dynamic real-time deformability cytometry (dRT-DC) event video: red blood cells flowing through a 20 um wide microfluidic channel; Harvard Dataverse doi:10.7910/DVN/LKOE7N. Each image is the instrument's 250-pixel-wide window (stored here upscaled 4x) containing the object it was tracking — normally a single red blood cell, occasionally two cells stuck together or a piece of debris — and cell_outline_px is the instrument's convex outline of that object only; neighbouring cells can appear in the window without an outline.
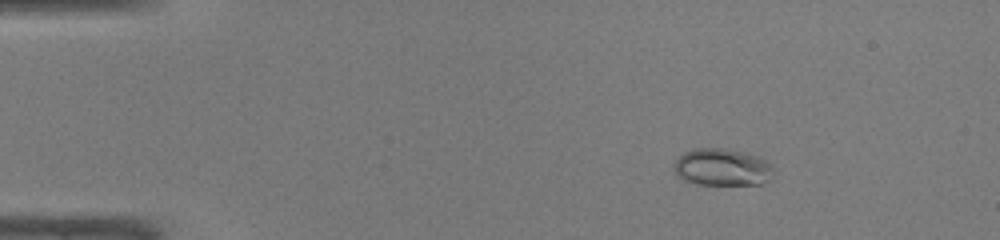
{"species": "common noctule bat (a hibernating species)", "species_latin": "Nyctalus noctula", "temperature_condition": "warm", "stored_images_in_passage": 42, "camera_frame_rate_fps": 3000, "um_per_image_px": 0.085, "animal": {"sex": "male", "body_mass_g": 19.0, "forearm_length_mm": 50.8}, "frame": {"image": 1, "passage_image": 1, "time_ms": 0.0, "image_size_px": [1000, 240], "cell_outline_px": [[772, 180], [760, 184], [696, 184], [684, 180], [672, 168], [672, 164], [684, 152], [696, 148], [724, 148], [744, 152], [756, 156], [772, 164]], "centroid_in_image_um": [61.38, 14.21], "position_along_channel_um": 23.6, "area_um2": 21.56}}
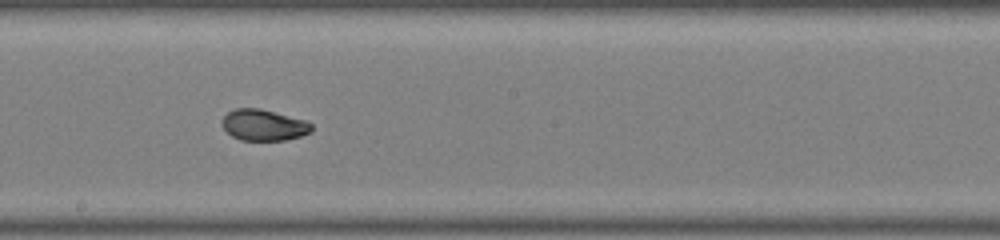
{"frame": {"image": 2, "passage_image": 21, "time_ms": 6.667, "image_size_px": [1000, 240], "cell_outline_px": [[312, 132], [300, 136], [284, 140], [240, 140], [232, 136], [224, 128], [224, 116], [228, 112], [236, 108], [260, 108], [308, 120], [312, 124]], "centroid_in_image_um": [22.47, 10.62], "position_along_channel_um": 225.7, "area_um2": 16.24}}
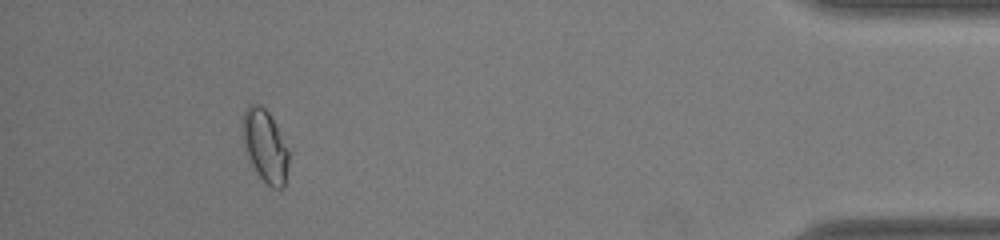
{"frame": {"image": 3, "passage_image": 38, "time_ms": 12.333, "image_size_px": [1000, 240], "cell_outline_px": [[288, 164], [284, 188], [272, 188], [256, 172], [248, 160], [244, 152], [240, 132], [244, 112], [248, 104], [260, 104], [268, 112], [288, 152]], "centroid_in_image_um": [22.46, 12.41], "position_along_channel_um": 412.7, "area_um2": 19.42}, "authors_computed_cell_mechanics": {"area_um2": 17.34, "velocity_mm_per_s": 4.2827, "shape_relaxation_time_tau1_ms": 4.9202, "shape_relaxation_time_tau2_ms": null, "deformation_change_tau1": 0.1754, "deformation_change_tau2": null}}